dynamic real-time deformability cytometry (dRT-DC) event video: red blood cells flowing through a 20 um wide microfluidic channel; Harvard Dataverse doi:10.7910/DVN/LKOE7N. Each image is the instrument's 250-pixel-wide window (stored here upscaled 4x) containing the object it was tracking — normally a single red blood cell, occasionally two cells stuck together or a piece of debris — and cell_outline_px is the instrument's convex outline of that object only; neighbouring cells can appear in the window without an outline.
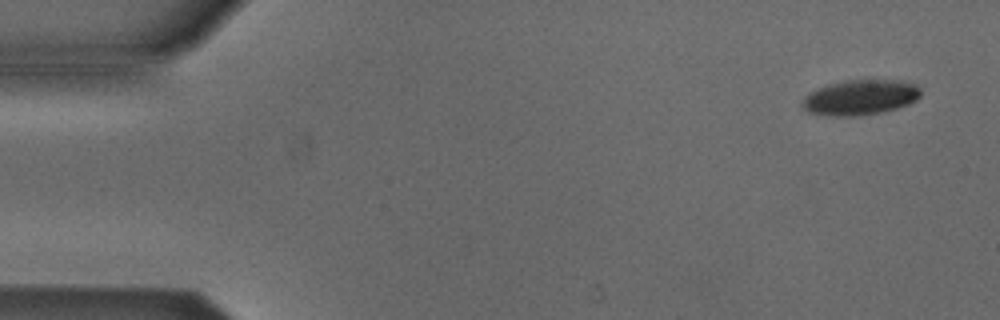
{"species": "Egyptian fruit bat (a non-hibernating species)", "species_latin": "Rousettus aegyptiacus", "temperature_condition": "cold", "stored_images_in_passage": 5, "camera_frame_rate_fps": 3000, "um_per_image_px": 0.085, "animal": {"sex": "male"}, "frame": {"image": 1, "passage_image": 1, "time_ms": 0.0, "image_size_px": [1000, 320], "cell_outline_px": [[920, 96], [916, 100], [908, 104], [896, 108], [880, 112], [860, 116], [828, 116], [808, 112], [800, 104], [804, 96], [828, 84], [848, 80], [884, 80], [912, 84], [920, 88]], "centroid_in_image_um": [73.07, 8.3], "position_along_channel_um": 11.9, "area_um2": 23.93}}
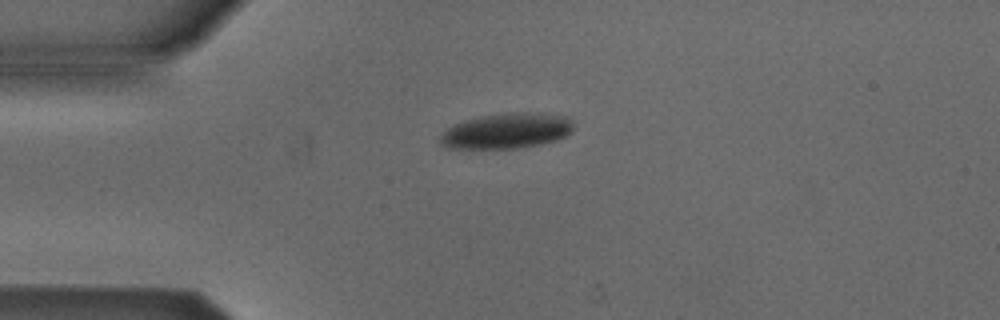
{"frame": {"image": 2, "passage_image": 3, "time_ms": 3.333, "image_size_px": [1000, 320], "cell_outline_px": [[572, 132], [556, 140], [540, 144], [520, 148], [448, 148], [440, 144], [440, 136], [448, 128], [464, 120], [480, 116], [508, 112], [540, 112], [568, 116], [572, 120]], "centroid_in_image_um": [43.1, 11.11], "position_along_channel_um": 41.9, "area_um2": 27.63}}
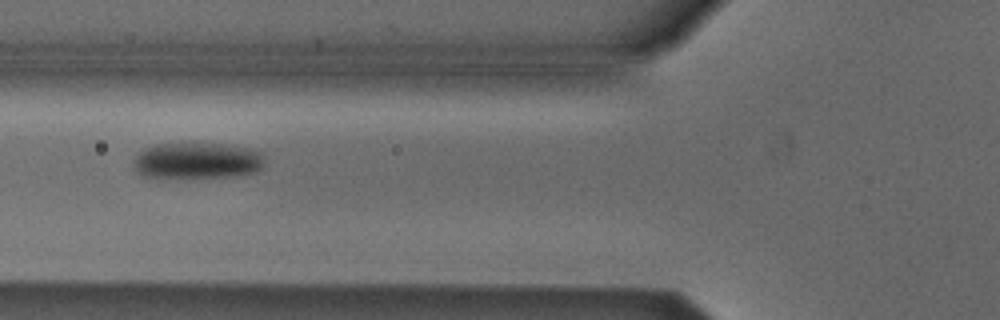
{"frame": {"image": 3, "passage_image": 5, "time_ms": 5.667, "image_size_px": [1000, 320], "cell_outline_px": [[260, 168], [256, 172], [236, 176], [144, 176], [136, 172], [132, 164], [132, 160], [144, 148], [160, 144], [224, 144], [248, 148], [260, 152]], "centroid_in_image_um": [16.7, 13.64], "position_along_channel_um": 109.1, "area_um2": 26.82}}